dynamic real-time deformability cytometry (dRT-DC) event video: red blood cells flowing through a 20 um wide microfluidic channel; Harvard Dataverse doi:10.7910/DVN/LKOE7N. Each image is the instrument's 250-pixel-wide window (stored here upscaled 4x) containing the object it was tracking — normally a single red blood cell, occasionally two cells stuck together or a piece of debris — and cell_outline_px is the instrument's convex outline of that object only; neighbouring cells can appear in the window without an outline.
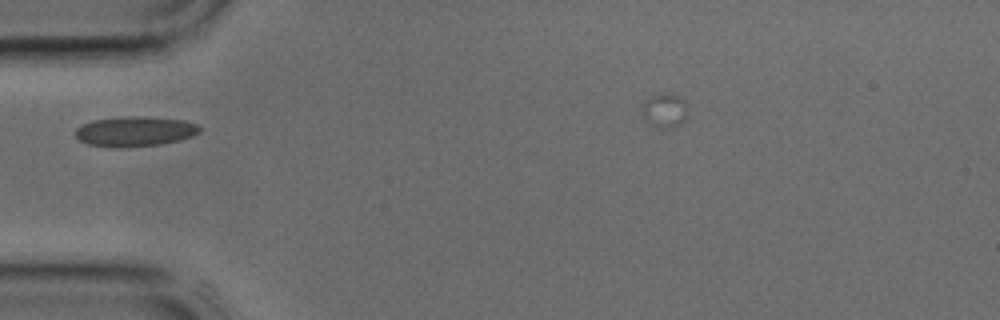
{"species": "common noctule bat (a hibernating species)", "species_latin": "Nyctalus noctula", "temperature_condition": "cold", "stored_images_in_passage": 3, "segment_of_instrument_passage": [2, 2], "camera_frame_rate_fps": 3000, "um_per_image_px": 0.085, "animal": {"sex": "male", "body_mass_g": 17.9, "forearm_length_mm": 54.2}, "frame": {"image": 1, "passage_image": 3, "time_ms": 0.667, "image_size_px": [1000, 320], "cell_outline_px": [[204, 128], [200, 132], [192, 136], [180, 140], [160, 144], [120, 148], [112, 148], [88, 144], [80, 140], [76, 136], [76, 128], [84, 124], [96, 120], [120, 116], [148, 116], [184, 120], [200, 124]], "centroid_in_image_um": [11.54, 11.16], "position_along_channel_um": 73.5, "area_um2": 22.02}}